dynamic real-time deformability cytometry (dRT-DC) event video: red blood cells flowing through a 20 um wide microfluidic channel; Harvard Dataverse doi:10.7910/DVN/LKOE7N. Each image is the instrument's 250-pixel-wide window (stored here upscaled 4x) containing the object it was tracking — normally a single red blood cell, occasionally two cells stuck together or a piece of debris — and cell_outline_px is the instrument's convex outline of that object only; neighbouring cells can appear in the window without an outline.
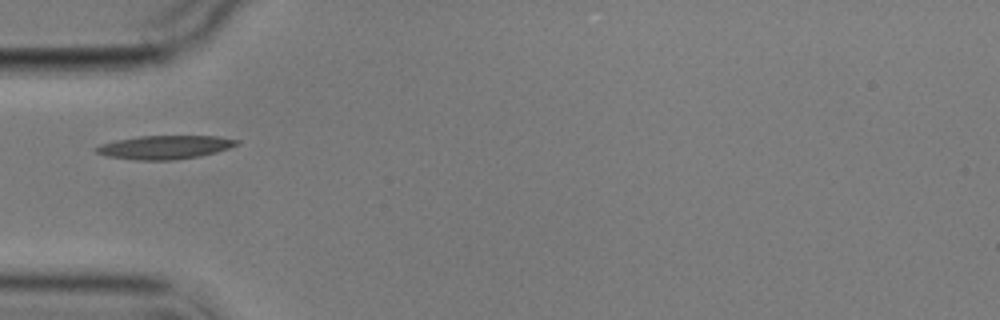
{"species": "common noctule bat (a hibernating species)", "species_latin": "Nyctalus noctula", "temperature_condition": "cold", "stored_images_in_passage": 2, "camera_frame_rate_fps": 3000, "um_per_image_px": 0.085, "animal": {"sex": "male", "body_mass_g": 17.9}, "frame": {"image": 1, "passage_image": 1, "time_ms": 0.0, "image_size_px": [1000, 320], "cell_outline_px": [[240, 144], [216, 152], [200, 156], [172, 160], [136, 160], [104, 156], [96, 152], [92, 148], [100, 144], [116, 140], [140, 136], [220, 136], [240, 140]], "centroid_in_image_um": [13.99, 12.51], "position_along_channel_um": 71.0, "area_um2": 19.48}}
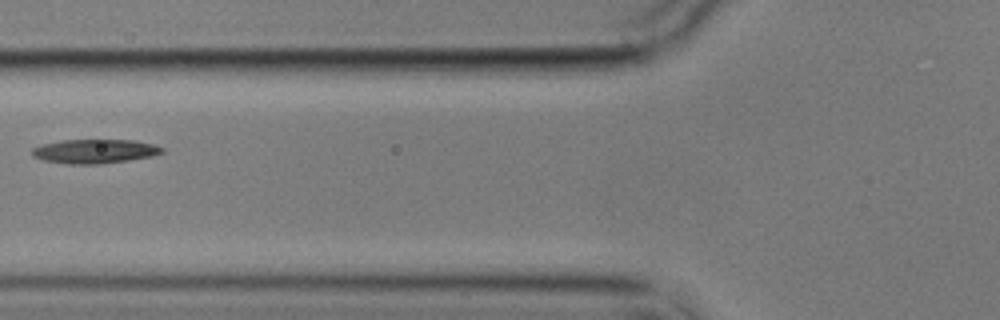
{"frame": {"image": 2, "passage_image": 2, "time_ms": 1.333, "image_size_px": [1000, 320], "cell_outline_px": [[164, 152], [152, 156], [128, 160], [100, 164], [68, 164], [44, 160], [32, 156], [32, 148], [44, 144], [64, 140], [132, 140], [152, 144], [164, 148]], "centroid_in_image_um": [8.06, 12.86], "position_along_channel_um": 117.7, "area_um2": 18.09}}